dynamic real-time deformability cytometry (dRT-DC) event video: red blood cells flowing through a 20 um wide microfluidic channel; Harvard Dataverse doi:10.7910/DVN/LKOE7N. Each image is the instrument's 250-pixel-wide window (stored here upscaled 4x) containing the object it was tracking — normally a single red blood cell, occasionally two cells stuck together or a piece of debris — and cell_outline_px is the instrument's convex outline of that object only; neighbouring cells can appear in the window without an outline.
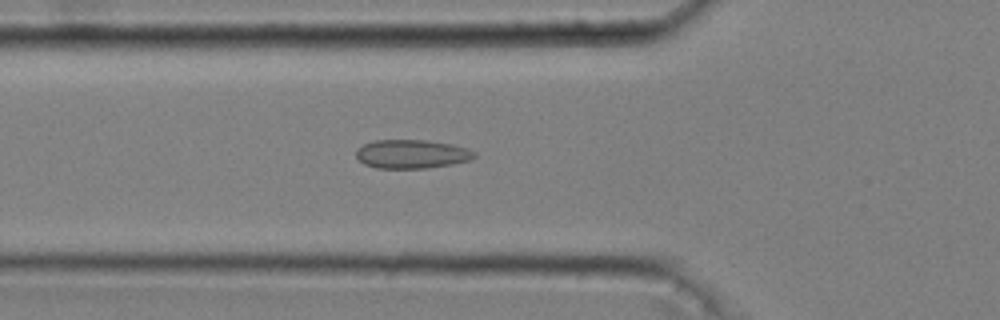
{"species": "common noctule bat (a hibernating species)", "species_latin": "Nyctalus noctula", "temperature_condition": "cold", "stored_images_in_passage": 44, "camera_frame_rate_fps": 3000, "um_per_image_px": 0.085, "animal": {"sex": "male", "body_mass_g": 20.4}, "frame": {"image": 1, "passage_image": 10, "time_ms": 3.0, "image_size_px": [1000, 320], "cell_outline_px": [[476, 156], [468, 160], [452, 164], [428, 168], [376, 168], [364, 164], [356, 156], [356, 148], [364, 144], [376, 140], [424, 140], [452, 144], [468, 148], [476, 152]], "centroid_in_image_um": [34.99, 13.09], "position_along_channel_um": 90.8, "area_um2": 19.83}}
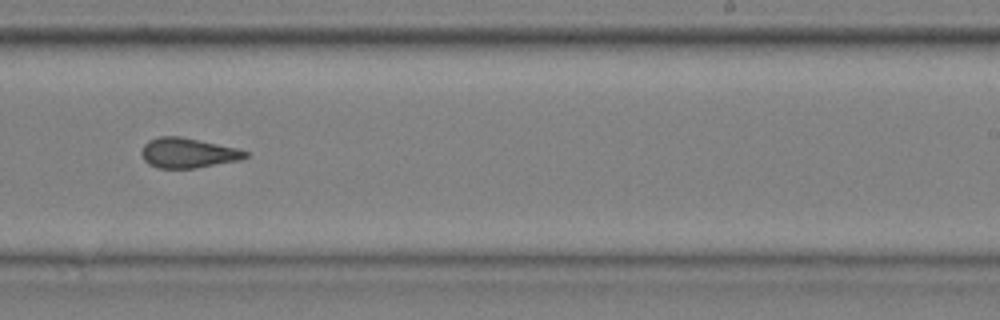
{"frame": {"image": 2, "passage_image": 25, "time_ms": 8.0, "image_size_px": [1000, 320], "cell_outline_px": [[248, 156], [240, 160], [196, 168], [156, 168], [148, 164], [144, 160], [140, 152], [144, 144], [148, 140], [160, 136], [180, 136], [236, 148], [248, 152]], "centroid_in_image_um": [15.93, 13.0], "position_along_channel_um": 273.1, "area_um2": 18.15}}
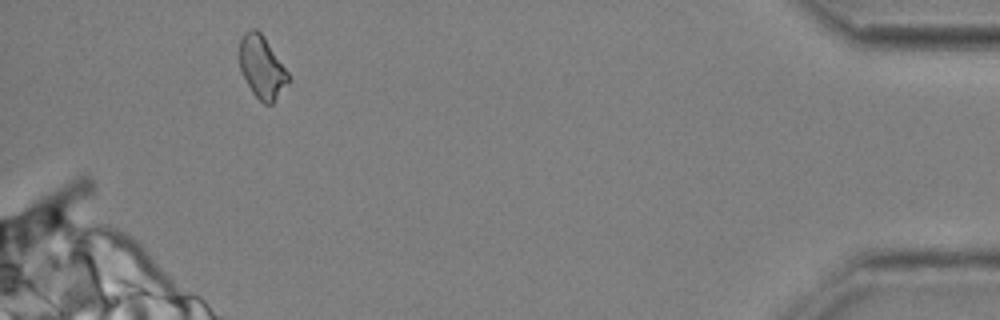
{"frame": {"image": 3, "passage_image": 41, "time_ms": 13.333, "image_size_px": [1000, 320], "cell_outline_px": [[292, 80], [272, 104], [264, 104], [252, 92], [240, 68], [240, 40], [244, 32], [252, 28], [256, 28], [264, 36], [288, 72]], "centroid_in_image_um": [22.29, 5.71], "position_along_channel_um": 412.9, "area_um2": 17.74}, "authors_computed_cell_mechanics": {"area_um2": 18.2359, "velocity_mm_per_s": 3.6438, "shape_relaxation_time_tau1_ms": null, "shape_relaxation_time_tau2_ms": 2.862, "deformation_change_tau1": null, "deformation_change_tau2": 0.0822}}